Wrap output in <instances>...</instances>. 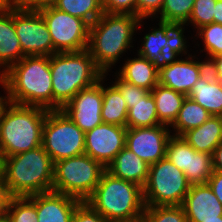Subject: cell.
<instances>
[{
  "label": "cell",
  "instance_id": "25",
  "mask_svg": "<svg viewBox=\"0 0 222 222\" xmlns=\"http://www.w3.org/2000/svg\"><path fill=\"white\" fill-rule=\"evenodd\" d=\"M159 122L171 126L178 116L186 95L157 84L151 91Z\"/></svg>",
  "mask_w": 222,
  "mask_h": 222
},
{
  "label": "cell",
  "instance_id": "32",
  "mask_svg": "<svg viewBox=\"0 0 222 222\" xmlns=\"http://www.w3.org/2000/svg\"><path fill=\"white\" fill-rule=\"evenodd\" d=\"M198 38L203 41V47L200 52H207L206 58L209 61L212 57L222 54V25L211 23L202 26L197 30ZM209 55V56H208Z\"/></svg>",
  "mask_w": 222,
  "mask_h": 222
},
{
  "label": "cell",
  "instance_id": "20",
  "mask_svg": "<svg viewBox=\"0 0 222 222\" xmlns=\"http://www.w3.org/2000/svg\"><path fill=\"white\" fill-rule=\"evenodd\" d=\"M25 56L14 26V3L10 2L0 9V75Z\"/></svg>",
  "mask_w": 222,
  "mask_h": 222
},
{
  "label": "cell",
  "instance_id": "19",
  "mask_svg": "<svg viewBox=\"0 0 222 222\" xmlns=\"http://www.w3.org/2000/svg\"><path fill=\"white\" fill-rule=\"evenodd\" d=\"M181 206L188 222H202L222 216V204L208 183L191 185Z\"/></svg>",
  "mask_w": 222,
  "mask_h": 222
},
{
  "label": "cell",
  "instance_id": "43",
  "mask_svg": "<svg viewBox=\"0 0 222 222\" xmlns=\"http://www.w3.org/2000/svg\"><path fill=\"white\" fill-rule=\"evenodd\" d=\"M213 170L222 172V142L214 149L212 154Z\"/></svg>",
  "mask_w": 222,
  "mask_h": 222
},
{
  "label": "cell",
  "instance_id": "1",
  "mask_svg": "<svg viewBox=\"0 0 222 222\" xmlns=\"http://www.w3.org/2000/svg\"><path fill=\"white\" fill-rule=\"evenodd\" d=\"M0 176L12 197L50 192L54 163L41 145L26 152L0 157Z\"/></svg>",
  "mask_w": 222,
  "mask_h": 222
},
{
  "label": "cell",
  "instance_id": "28",
  "mask_svg": "<svg viewBox=\"0 0 222 222\" xmlns=\"http://www.w3.org/2000/svg\"><path fill=\"white\" fill-rule=\"evenodd\" d=\"M160 124L154 97L150 91L128 109L127 128L153 127Z\"/></svg>",
  "mask_w": 222,
  "mask_h": 222
},
{
  "label": "cell",
  "instance_id": "6",
  "mask_svg": "<svg viewBox=\"0 0 222 222\" xmlns=\"http://www.w3.org/2000/svg\"><path fill=\"white\" fill-rule=\"evenodd\" d=\"M48 109L10 103L0 119V157L26 152L42 145Z\"/></svg>",
  "mask_w": 222,
  "mask_h": 222
},
{
  "label": "cell",
  "instance_id": "39",
  "mask_svg": "<svg viewBox=\"0 0 222 222\" xmlns=\"http://www.w3.org/2000/svg\"><path fill=\"white\" fill-rule=\"evenodd\" d=\"M57 0H13L21 9L38 11L45 7L54 6Z\"/></svg>",
  "mask_w": 222,
  "mask_h": 222
},
{
  "label": "cell",
  "instance_id": "23",
  "mask_svg": "<svg viewBox=\"0 0 222 222\" xmlns=\"http://www.w3.org/2000/svg\"><path fill=\"white\" fill-rule=\"evenodd\" d=\"M188 97L211 115L222 116V82L215 79L209 70L195 83Z\"/></svg>",
  "mask_w": 222,
  "mask_h": 222
},
{
  "label": "cell",
  "instance_id": "33",
  "mask_svg": "<svg viewBox=\"0 0 222 222\" xmlns=\"http://www.w3.org/2000/svg\"><path fill=\"white\" fill-rule=\"evenodd\" d=\"M7 215L11 222H38L36 206L27 197H12Z\"/></svg>",
  "mask_w": 222,
  "mask_h": 222
},
{
  "label": "cell",
  "instance_id": "21",
  "mask_svg": "<svg viewBox=\"0 0 222 222\" xmlns=\"http://www.w3.org/2000/svg\"><path fill=\"white\" fill-rule=\"evenodd\" d=\"M149 167V164L125 146L106 167V170L115 177L143 188L148 178Z\"/></svg>",
  "mask_w": 222,
  "mask_h": 222
},
{
  "label": "cell",
  "instance_id": "45",
  "mask_svg": "<svg viewBox=\"0 0 222 222\" xmlns=\"http://www.w3.org/2000/svg\"><path fill=\"white\" fill-rule=\"evenodd\" d=\"M214 23L222 25V0L216 1Z\"/></svg>",
  "mask_w": 222,
  "mask_h": 222
},
{
  "label": "cell",
  "instance_id": "34",
  "mask_svg": "<svg viewBox=\"0 0 222 222\" xmlns=\"http://www.w3.org/2000/svg\"><path fill=\"white\" fill-rule=\"evenodd\" d=\"M217 0H195L192 14L186 23H191L197 30L202 26L214 23Z\"/></svg>",
  "mask_w": 222,
  "mask_h": 222
},
{
  "label": "cell",
  "instance_id": "2",
  "mask_svg": "<svg viewBox=\"0 0 222 222\" xmlns=\"http://www.w3.org/2000/svg\"><path fill=\"white\" fill-rule=\"evenodd\" d=\"M141 22L143 19L132 14L103 13L90 25L87 49L104 74L118 62L120 55L134 47L133 35L142 26Z\"/></svg>",
  "mask_w": 222,
  "mask_h": 222
},
{
  "label": "cell",
  "instance_id": "42",
  "mask_svg": "<svg viewBox=\"0 0 222 222\" xmlns=\"http://www.w3.org/2000/svg\"><path fill=\"white\" fill-rule=\"evenodd\" d=\"M12 196L7 187L4 185L2 177L0 176V216L7 213L8 205Z\"/></svg>",
  "mask_w": 222,
  "mask_h": 222
},
{
  "label": "cell",
  "instance_id": "31",
  "mask_svg": "<svg viewBox=\"0 0 222 222\" xmlns=\"http://www.w3.org/2000/svg\"><path fill=\"white\" fill-rule=\"evenodd\" d=\"M195 0H164L159 12L161 21L187 23L194 7Z\"/></svg>",
  "mask_w": 222,
  "mask_h": 222
},
{
  "label": "cell",
  "instance_id": "22",
  "mask_svg": "<svg viewBox=\"0 0 222 222\" xmlns=\"http://www.w3.org/2000/svg\"><path fill=\"white\" fill-rule=\"evenodd\" d=\"M181 137L196 151L212 155L222 142V116L211 115L202 125L184 132Z\"/></svg>",
  "mask_w": 222,
  "mask_h": 222
},
{
  "label": "cell",
  "instance_id": "46",
  "mask_svg": "<svg viewBox=\"0 0 222 222\" xmlns=\"http://www.w3.org/2000/svg\"><path fill=\"white\" fill-rule=\"evenodd\" d=\"M0 222H11L10 217L6 214L0 216Z\"/></svg>",
  "mask_w": 222,
  "mask_h": 222
},
{
  "label": "cell",
  "instance_id": "9",
  "mask_svg": "<svg viewBox=\"0 0 222 222\" xmlns=\"http://www.w3.org/2000/svg\"><path fill=\"white\" fill-rule=\"evenodd\" d=\"M42 147L53 163L85 151V132L61 110H49L42 129Z\"/></svg>",
  "mask_w": 222,
  "mask_h": 222
},
{
  "label": "cell",
  "instance_id": "29",
  "mask_svg": "<svg viewBox=\"0 0 222 222\" xmlns=\"http://www.w3.org/2000/svg\"><path fill=\"white\" fill-rule=\"evenodd\" d=\"M54 7L83 19L89 25H92L104 13L101 0H57Z\"/></svg>",
  "mask_w": 222,
  "mask_h": 222
},
{
  "label": "cell",
  "instance_id": "8",
  "mask_svg": "<svg viewBox=\"0 0 222 222\" xmlns=\"http://www.w3.org/2000/svg\"><path fill=\"white\" fill-rule=\"evenodd\" d=\"M184 172L167 157L153 163L143 186L145 206L182 205L190 189Z\"/></svg>",
  "mask_w": 222,
  "mask_h": 222
},
{
  "label": "cell",
  "instance_id": "36",
  "mask_svg": "<svg viewBox=\"0 0 222 222\" xmlns=\"http://www.w3.org/2000/svg\"><path fill=\"white\" fill-rule=\"evenodd\" d=\"M104 13L132 14L136 16V0H101Z\"/></svg>",
  "mask_w": 222,
  "mask_h": 222
},
{
  "label": "cell",
  "instance_id": "24",
  "mask_svg": "<svg viewBox=\"0 0 222 222\" xmlns=\"http://www.w3.org/2000/svg\"><path fill=\"white\" fill-rule=\"evenodd\" d=\"M117 74L122 80L149 90L159 84V70L145 57L138 54L134 59H127Z\"/></svg>",
  "mask_w": 222,
  "mask_h": 222
},
{
  "label": "cell",
  "instance_id": "3",
  "mask_svg": "<svg viewBox=\"0 0 222 222\" xmlns=\"http://www.w3.org/2000/svg\"><path fill=\"white\" fill-rule=\"evenodd\" d=\"M1 76L12 103L53 110L50 56H25Z\"/></svg>",
  "mask_w": 222,
  "mask_h": 222
},
{
  "label": "cell",
  "instance_id": "47",
  "mask_svg": "<svg viewBox=\"0 0 222 222\" xmlns=\"http://www.w3.org/2000/svg\"><path fill=\"white\" fill-rule=\"evenodd\" d=\"M10 2L11 0H0V9L6 7Z\"/></svg>",
  "mask_w": 222,
  "mask_h": 222
},
{
  "label": "cell",
  "instance_id": "7",
  "mask_svg": "<svg viewBox=\"0 0 222 222\" xmlns=\"http://www.w3.org/2000/svg\"><path fill=\"white\" fill-rule=\"evenodd\" d=\"M106 168L87 154L54 163L52 191L86 201L95 191Z\"/></svg>",
  "mask_w": 222,
  "mask_h": 222
},
{
  "label": "cell",
  "instance_id": "17",
  "mask_svg": "<svg viewBox=\"0 0 222 222\" xmlns=\"http://www.w3.org/2000/svg\"><path fill=\"white\" fill-rule=\"evenodd\" d=\"M189 56V57H188ZM185 59L178 60L159 70V84L174 91L189 95L195 83L208 71V61L200 62L188 54Z\"/></svg>",
  "mask_w": 222,
  "mask_h": 222
},
{
  "label": "cell",
  "instance_id": "41",
  "mask_svg": "<svg viewBox=\"0 0 222 222\" xmlns=\"http://www.w3.org/2000/svg\"><path fill=\"white\" fill-rule=\"evenodd\" d=\"M208 70L215 79L222 82V54L214 56L208 61Z\"/></svg>",
  "mask_w": 222,
  "mask_h": 222
},
{
  "label": "cell",
  "instance_id": "26",
  "mask_svg": "<svg viewBox=\"0 0 222 222\" xmlns=\"http://www.w3.org/2000/svg\"><path fill=\"white\" fill-rule=\"evenodd\" d=\"M128 108L120 91L112 84L103 86V105L101 117L103 123L126 127Z\"/></svg>",
  "mask_w": 222,
  "mask_h": 222
},
{
  "label": "cell",
  "instance_id": "16",
  "mask_svg": "<svg viewBox=\"0 0 222 222\" xmlns=\"http://www.w3.org/2000/svg\"><path fill=\"white\" fill-rule=\"evenodd\" d=\"M169 126L127 128L126 147L140 159L152 165L166 157L168 139L172 136Z\"/></svg>",
  "mask_w": 222,
  "mask_h": 222
},
{
  "label": "cell",
  "instance_id": "18",
  "mask_svg": "<svg viewBox=\"0 0 222 222\" xmlns=\"http://www.w3.org/2000/svg\"><path fill=\"white\" fill-rule=\"evenodd\" d=\"M35 206L38 222H71L76 208L83 202L55 191L27 197Z\"/></svg>",
  "mask_w": 222,
  "mask_h": 222
},
{
  "label": "cell",
  "instance_id": "44",
  "mask_svg": "<svg viewBox=\"0 0 222 222\" xmlns=\"http://www.w3.org/2000/svg\"><path fill=\"white\" fill-rule=\"evenodd\" d=\"M0 85H2V88H4L3 90L6 91L5 92L6 96L4 97H2V95L0 96V119H1L4 111L6 110L7 106L11 103V101L8 95V89H7L6 83L1 75H0Z\"/></svg>",
  "mask_w": 222,
  "mask_h": 222
},
{
  "label": "cell",
  "instance_id": "12",
  "mask_svg": "<svg viewBox=\"0 0 222 222\" xmlns=\"http://www.w3.org/2000/svg\"><path fill=\"white\" fill-rule=\"evenodd\" d=\"M14 26L26 56L55 54L51 35L39 11L21 9L14 4Z\"/></svg>",
  "mask_w": 222,
  "mask_h": 222
},
{
  "label": "cell",
  "instance_id": "14",
  "mask_svg": "<svg viewBox=\"0 0 222 222\" xmlns=\"http://www.w3.org/2000/svg\"><path fill=\"white\" fill-rule=\"evenodd\" d=\"M103 79H106V75L93 86L80 90L60 109L83 132L92 130L103 123L101 117Z\"/></svg>",
  "mask_w": 222,
  "mask_h": 222
},
{
  "label": "cell",
  "instance_id": "48",
  "mask_svg": "<svg viewBox=\"0 0 222 222\" xmlns=\"http://www.w3.org/2000/svg\"><path fill=\"white\" fill-rule=\"evenodd\" d=\"M202 222H222V216H219V219L203 220Z\"/></svg>",
  "mask_w": 222,
  "mask_h": 222
},
{
  "label": "cell",
  "instance_id": "37",
  "mask_svg": "<svg viewBox=\"0 0 222 222\" xmlns=\"http://www.w3.org/2000/svg\"><path fill=\"white\" fill-rule=\"evenodd\" d=\"M164 0H136V16L141 20L146 18H157L161 11Z\"/></svg>",
  "mask_w": 222,
  "mask_h": 222
},
{
  "label": "cell",
  "instance_id": "27",
  "mask_svg": "<svg viewBox=\"0 0 222 222\" xmlns=\"http://www.w3.org/2000/svg\"><path fill=\"white\" fill-rule=\"evenodd\" d=\"M211 114L197 102L186 96L179 110L178 116L170 126L175 131L174 136H181L184 132L199 127L210 118Z\"/></svg>",
  "mask_w": 222,
  "mask_h": 222
},
{
  "label": "cell",
  "instance_id": "15",
  "mask_svg": "<svg viewBox=\"0 0 222 222\" xmlns=\"http://www.w3.org/2000/svg\"><path fill=\"white\" fill-rule=\"evenodd\" d=\"M127 127L102 123L85 132L84 153L100 162L105 168L126 146Z\"/></svg>",
  "mask_w": 222,
  "mask_h": 222
},
{
  "label": "cell",
  "instance_id": "30",
  "mask_svg": "<svg viewBox=\"0 0 222 222\" xmlns=\"http://www.w3.org/2000/svg\"><path fill=\"white\" fill-rule=\"evenodd\" d=\"M142 222H188L181 205L145 206Z\"/></svg>",
  "mask_w": 222,
  "mask_h": 222
},
{
  "label": "cell",
  "instance_id": "13",
  "mask_svg": "<svg viewBox=\"0 0 222 222\" xmlns=\"http://www.w3.org/2000/svg\"><path fill=\"white\" fill-rule=\"evenodd\" d=\"M166 157L184 172L191 185L207 183L214 171L212 155L196 151L181 136L168 139Z\"/></svg>",
  "mask_w": 222,
  "mask_h": 222
},
{
  "label": "cell",
  "instance_id": "10",
  "mask_svg": "<svg viewBox=\"0 0 222 222\" xmlns=\"http://www.w3.org/2000/svg\"><path fill=\"white\" fill-rule=\"evenodd\" d=\"M159 28H152L144 35L138 54L152 62L160 70L167 65L176 62L181 54L187 55V41L184 38L183 22H167L159 20ZM187 50V51H186Z\"/></svg>",
  "mask_w": 222,
  "mask_h": 222
},
{
  "label": "cell",
  "instance_id": "38",
  "mask_svg": "<svg viewBox=\"0 0 222 222\" xmlns=\"http://www.w3.org/2000/svg\"><path fill=\"white\" fill-rule=\"evenodd\" d=\"M71 222H108L96 212L86 201L82 202L75 210Z\"/></svg>",
  "mask_w": 222,
  "mask_h": 222
},
{
  "label": "cell",
  "instance_id": "35",
  "mask_svg": "<svg viewBox=\"0 0 222 222\" xmlns=\"http://www.w3.org/2000/svg\"><path fill=\"white\" fill-rule=\"evenodd\" d=\"M116 77L117 79L115 78V82L112 83L120 91L128 109L132 107V104L140 101V99L149 92V90L145 88L135 86L122 80L117 74Z\"/></svg>",
  "mask_w": 222,
  "mask_h": 222
},
{
  "label": "cell",
  "instance_id": "11",
  "mask_svg": "<svg viewBox=\"0 0 222 222\" xmlns=\"http://www.w3.org/2000/svg\"><path fill=\"white\" fill-rule=\"evenodd\" d=\"M38 11L47 25L55 53L76 52L88 48L90 25L86 21L54 6Z\"/></svg>",
  "mask_w": 222,
  "mask_h": 222
},
{
  "label": "cell",
  "instance_id": "5",
  "mask_svg": "<svg viewBox=\"0 0 222 222\" xmlns=\"http://www.w3.org/2000/svg\"><path fill=\"white\" fill-rule=\"evenodd\" d=\"M86 202L108 222H142L143 188L107 170Z\"/></svg>",
  "mask_w": 222,
  "mask_h": 222
},
{
  "label": "cell",
  "instance_id": "4",
  "mask_svg": "<svg viewBox=\"0 0 222 222\" xmlns=\"http://www.w3.org/2000/svg\"><path fill=\"white\" fill-rule=\"evenodd\" d=\"M50 71L53 110H60L80 90L93 86L105 75L88 49L51 55Z\"/></svg>",
  "mask_w": 222,
  "mask_h": 222
},
{
  "label": "cell",
  "instance_id": "40",
  "mask_svg": "<svg viewBox=\"0 0 222 222\" xmlns=\"http://www.w3.org/2000/svg\"><path fill=\"white\" fill-rule=\"evenodd\" d=\"M207 183L222 204V172L213 171Z\"/></svg>",
  "mask_w": 222,
  "mask_h": 222
}]
</instances>
